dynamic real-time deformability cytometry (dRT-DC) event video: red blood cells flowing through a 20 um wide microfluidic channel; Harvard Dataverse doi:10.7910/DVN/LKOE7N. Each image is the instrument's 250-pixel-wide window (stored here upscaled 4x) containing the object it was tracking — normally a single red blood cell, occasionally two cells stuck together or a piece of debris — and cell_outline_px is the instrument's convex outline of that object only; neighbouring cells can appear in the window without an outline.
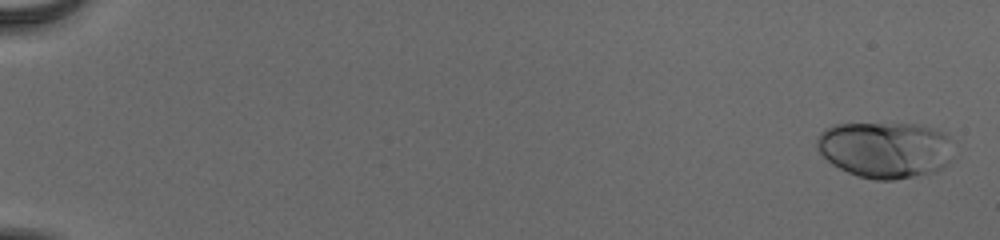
{"species": "human", "species_latin": "Homo sapiens", "temperature_condition": "cold", "stored_images_in_passage": 56, "camera_frame_rate_fps": 3000, "um_per_image_px": 0.085, "donor": {"sex": "male"}, "frame": {"image": 1, "passage_image": 2, "time_ms": 0.333, "image_size_px": [1000, 240], "cell_outline_px": [[948, 164], [932, 172], [896, 180], [876, 180], [856, 176], [832, 164], [820, 152], [816, 144], [816, 140], [820, 132], [824, 128], [832, 124], [920, 124], [944, 132], [948, 136]], "centroid_in_image_um": [75.17, 12.72], "position_along_channel_um": 9.8, "area_um2": 44.51}}
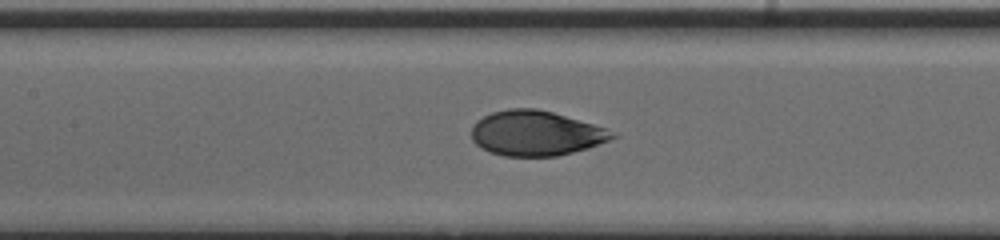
{"frame": {"image": 2, "passage_image": 29, "time_ms": 9.333, "image_size_px": [1000, 240], "cell_outline_px": [[620, 136], [588, 148], [556, 156], [504, 156], [492, 152], [476, 144], [472, 140], [472, 124], [476, 120], [492, 112], [508, 108], [536, 108], [552, 112], [592, 124], [604, 128]], "centroid_in_image_um": [45.53, 11.32], "position_along_channel_um": 161.9, "area_um2": 36.65}}
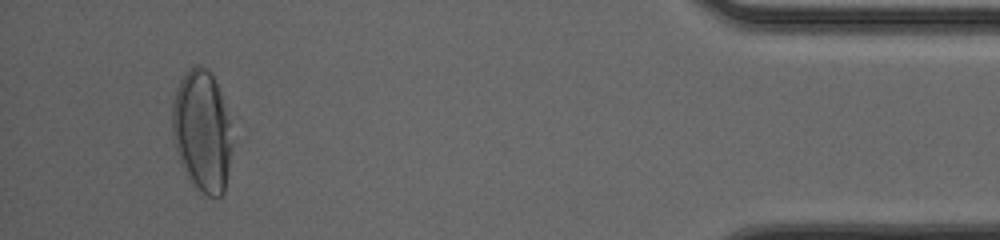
{"frame": {"image": 3, "passage_image": 53, "time_ms": 17.333, "image_size_px": [1000, 240], "cell_outline_px": [[232, 144], [224, 192], [220, 196], [208, 196], [188, 180], [180, 164], [176, 152], [172, 136], [172, 100], [176, 88], [184, 72], [188, 68], [196, 64], [200, 64], [208, 68], [220, 92], [228, 120]], "centroid_in_image_um": [17.13, 11.12], "position_along_channel_um": 418.1, "area_um2": 42.43}, "authors_computed_cell_mechanics": {"area_um2": 38.5526, "velocity_mm_per_s": 3.884, "shape_relaxation_time_tau1_ms": 3.9548, "shape_relaxation_time_tau2_ms": null, "deformation_change_tau1": 0.1783, "deformation_change_tau2": null}}